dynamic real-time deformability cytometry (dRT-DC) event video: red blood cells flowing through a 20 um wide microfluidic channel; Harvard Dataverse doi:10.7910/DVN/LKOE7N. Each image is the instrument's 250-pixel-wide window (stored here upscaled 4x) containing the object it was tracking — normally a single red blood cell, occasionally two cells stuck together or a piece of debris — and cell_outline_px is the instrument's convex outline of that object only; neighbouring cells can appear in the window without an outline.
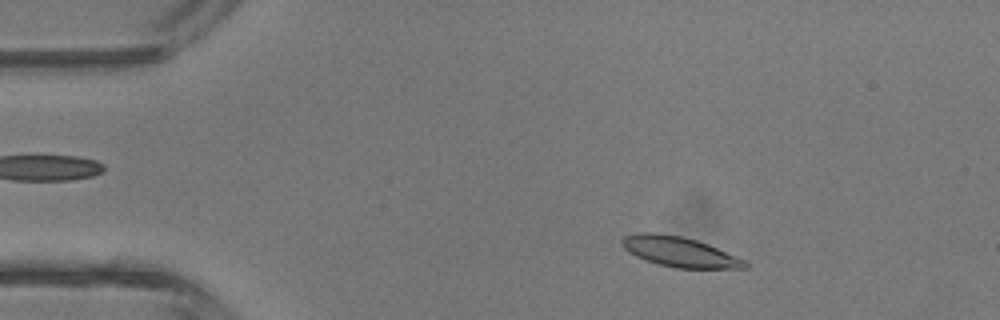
{"species": "common noctule bat (a hibernating species)", "species_latin": "Nyctalus noctula", "temperature_condition": "room temperature", "stored_images_in_passage": 2, "camera_frame_rate_fps": 3000, "um_per_image_px": 0.085, "animal": {"sex": "male", "body_mass_g": 13.3}, "frame": {"image": 1, "passage_image": 1, "time_ms": 0.0, "image_size_px": [1000, 320], "cell_outline_px": [[748, 268], [676, 268], [660, 264], [636, 256], [628, 252], [620, 244], [620, 240], [624, 236], [640, 232], [656, 232], [680, 236], [696, 240], [708, 244], [744, 260], [748, 264]], "centroid_in_image_um": [57.71, 21.39], "position_along_channel_um": 27.3, "area_um2": 21.33}}